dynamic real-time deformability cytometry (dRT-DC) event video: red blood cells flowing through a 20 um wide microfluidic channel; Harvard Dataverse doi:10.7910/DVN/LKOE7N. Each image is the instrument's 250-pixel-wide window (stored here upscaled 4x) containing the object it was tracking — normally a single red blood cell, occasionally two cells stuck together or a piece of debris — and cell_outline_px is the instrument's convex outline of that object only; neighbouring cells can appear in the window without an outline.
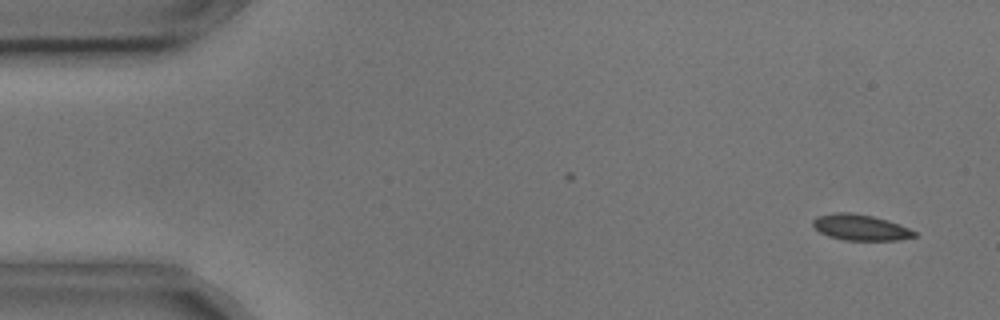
{"species": "common noctule bat (a hibernating species)", "species_latin": "Nyctalus noctula", "temperature_condition": "cold", "stored_images_in_passage": 55, "camera_frame_rate_fps": 3000, "um_per_image_px": 0.085, "animal": {"sex": "male", "body_mass_g": 17.9, "forearm_length_mm": 54.2}, "frame": {"image": 1, "passage_image": 3, "time_ms": 0.667, "image_size_px": [1000, 320], "cell_outline_px": [[916, 236], [900, 240], [844, 240], [828, 236], [820, 232], [812, 224], [812, 220], [816, 216], [836, 212], [852, 212], [872, 216], [888, 220], [900, 224], [916, 232]], "centroid_in_image_um": [73.13, 19.32], "position_along_channel_um": 11.9, "area_um2": 15.37}}
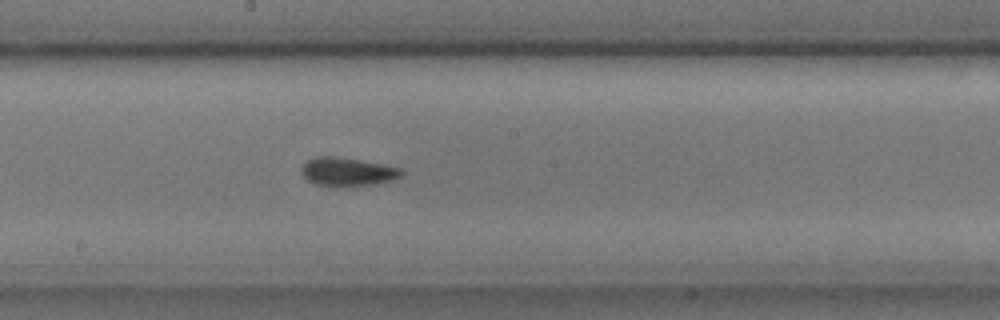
{"frame": {"image": 2, "passage_image": 29, "time_ms": 9.333, "image_size_px": [1000, 320], "cell_outline_px": [[404, 172], [400, 176], [388, 180], [372, 184], [344, 188], [328, 188], [316, 184], [308, 180], [300, 172], [300, 168], [312, 156], [332, 156], [384, 164], [404, 168]], "centroid_in_image_um": [29.49, 14.62], "position_along_channel_um": 218.7, "area_um2": 16.99}}
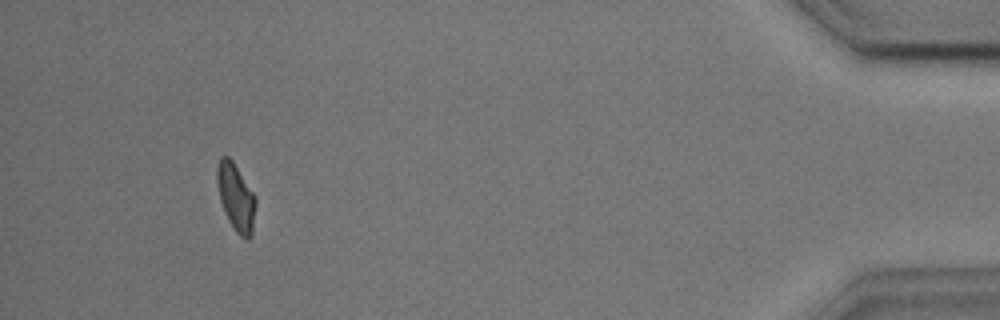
{"frame": {"image": 3, "passage_image": 51, "time_ms": 16.667, "image_size_px": [1000, 320], "cell_outline_px": [[256, 204], [252, 236], [248, 240], [244, 240], [236, 232], [228, 220], [224, 212], [220, 200], [216, 180], [216, 168], [220, 156], [228, 156], [232, 160], [256, 196]], "centroid_in_image_um": [20.06, 16.79], "position_along_channel_um": 415.1, "area_um2": 15.43}, "authors_computed_cell_mechanics": {"area_um2": 15.895, "velocity_mm_per_s": 3.6207, "shape_relaxation_time_tau1_ms": 3.3198, "shape_relaxation_time_tau2_ms": 1.4699, "deformation_change_tau1": 0.1183, "deformation_change_tau2": 0.057}}